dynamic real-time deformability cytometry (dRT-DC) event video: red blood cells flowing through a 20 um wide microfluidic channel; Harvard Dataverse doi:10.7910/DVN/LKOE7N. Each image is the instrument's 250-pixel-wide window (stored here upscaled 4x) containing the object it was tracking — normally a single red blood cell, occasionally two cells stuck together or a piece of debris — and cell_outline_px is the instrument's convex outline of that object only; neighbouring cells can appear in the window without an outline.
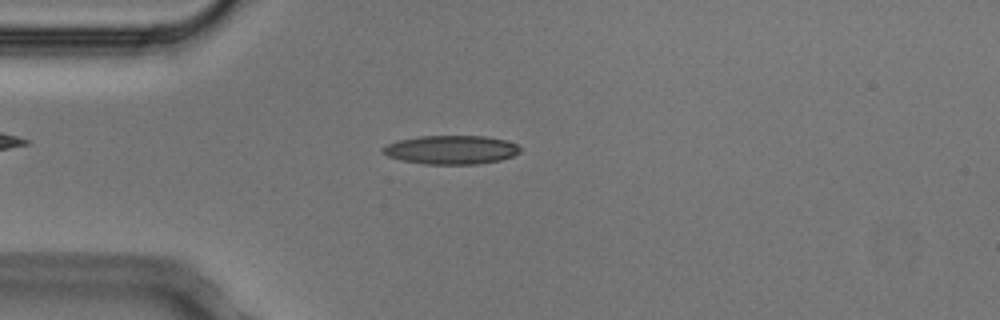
{"species": "Egyptian fruit bat (a non-hibernating species)", "species_latin": "Rousettus aegyptiacus", "temperature_condition": "cold", "stored_images_in_passage": 4, "camera_frame_rate_fps": 3000, "um_per_image_px": 0.085, "animal": {"sex": "male"}, "frame": {"image": 1, "passage_image": 3, "time_ms": 0.667, "image_size_px": [1000, 320], "cell_outline_px": [[520, 152], [512, 156], [500, 160], [480, 164], [424, 164], [400, 160], [388, 156], [380, 152], [380, 148], [388, 144], [400, 140], [420, 136], [484, 136], [508, 140], [516, 144], [520, 148]], "centroid_in_image_um": [38.34, 12.73], "position_along_channel_um": 46.7, "area_um2": 23.12}}